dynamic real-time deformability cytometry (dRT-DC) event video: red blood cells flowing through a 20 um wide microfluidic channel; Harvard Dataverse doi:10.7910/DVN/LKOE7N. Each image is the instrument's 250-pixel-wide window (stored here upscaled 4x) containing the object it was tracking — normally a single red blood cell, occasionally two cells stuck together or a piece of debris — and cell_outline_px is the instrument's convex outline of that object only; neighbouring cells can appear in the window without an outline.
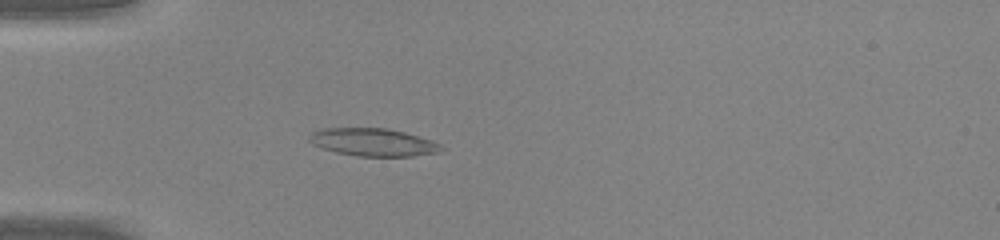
{"species": "common noctule bat (a hibernating species)", "species_latin": "Nyctalus noctula", "temperature_condition": "warm", "stored_images_in_passage": 39, "camera_frame_rate_fps": 3000, "um_per_image_px": 0.085, "animal": {"sex": "male", "body_mass_g": 20.0, "forearm_length_mm": 53.3}, "frame": {"image": 1, "passage_image": 9, "time_ms": 2.667, "image_size_px": [1000, 240], "cell_outline_px": [[448, 148], [440, 152], [412, 156], [356, 156], [336, 152], [320, 148], [312, 144], [308, 140], [308, 136], [312, 132], [320, 128], [388, 128], [404, 132], [432, 140]], "centroid_in_image_um": [31.72, 12.09], "position_along_channel_um": 53.3, "area_um2": 21.62}}
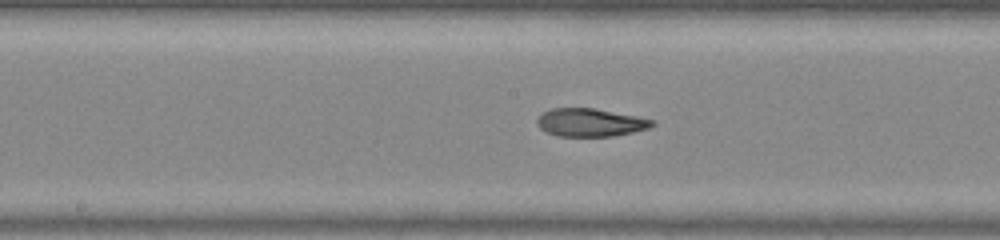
{"frame": {"image": 2, "passage_image": 20, "time_ms": 6.333, "image_size_px": [1000, 240], "cell_outline_px": [[656, 124], [648, 128], [632, 132], [612, 136], [556, 136], [540, 128], [536, 120], [544, 112], [552, 108], [592, 108], [636, 116], [656, 120]], "centroid_in_image_um": [50.19, 10.41], "position_along_channel_um": 198.0, "area_um2": 18.61}}
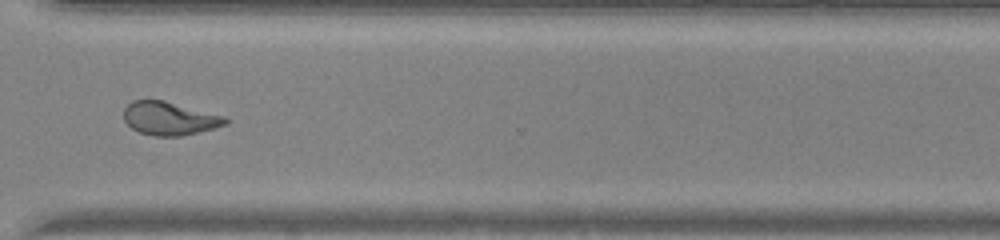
{"frame": {"image": 3, "passage_image": 31, "time_ms": 10.0, "image_size_px": [1000, 240], "cell_outline_px": [[228, 124], [216, 128], [180, 136], [152, 136], [140, 132], [132, 128], [124, 120], [124, 108], [132, 100], [164, 100], [224, 116], [228, 120]], "centroid_in_image_um": [14.41, 10.07], "position_along_channel_um": 356.2, "area_um2": 19.71}, "authors_computed_cell_mechanics": {"area_um2": 20.519, "velocity_mm_per_s": 4.306, "shape_relaxation_time_tau1_ms": null, "shape_relaxation_time_tau2_ms": 2.1625, "deformation_change_tau1": null, "deformation_change_tau2": 0.0964}}